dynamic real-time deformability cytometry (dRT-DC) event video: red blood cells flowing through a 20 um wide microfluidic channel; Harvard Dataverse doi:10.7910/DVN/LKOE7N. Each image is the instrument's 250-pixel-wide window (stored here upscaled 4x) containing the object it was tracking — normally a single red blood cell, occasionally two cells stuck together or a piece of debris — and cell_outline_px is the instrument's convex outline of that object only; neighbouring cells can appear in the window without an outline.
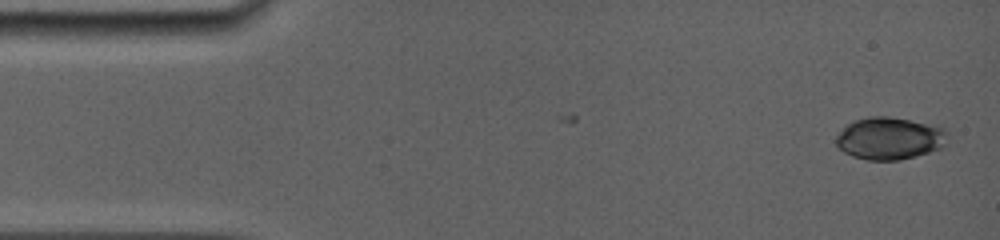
{"species": "common noctule bat (a hibernating species)", "species_latin": "Nyctalus noctula", "temperature_condition": "room temperature", "stored_images_in_passage": 4, "camera_frame_rate_fps": 5000, "um_per_image_px": 0.085, "animal": {"sex": "female", "body_mass_g": 19.0, "forearm_length_mm": 56.7}, "frame": {"image": 1, "passage_image": 1, "time_ms": 0.0, "image_size_px": [1000, 240], "cell_outline_px": [[948, 144], [944, 148], [916, 156], [900, 160], [868, 160], [852, 156], [844, 152], [836, 144], [836, 136], [852, 120], [868, 116], [888, 116], [936, 124], [944, 128], [948, 132]], "centroid_in_image_um": [75.69, 11.75], "position_along_channel_um": 9.3, "area_um2": 28.09}}